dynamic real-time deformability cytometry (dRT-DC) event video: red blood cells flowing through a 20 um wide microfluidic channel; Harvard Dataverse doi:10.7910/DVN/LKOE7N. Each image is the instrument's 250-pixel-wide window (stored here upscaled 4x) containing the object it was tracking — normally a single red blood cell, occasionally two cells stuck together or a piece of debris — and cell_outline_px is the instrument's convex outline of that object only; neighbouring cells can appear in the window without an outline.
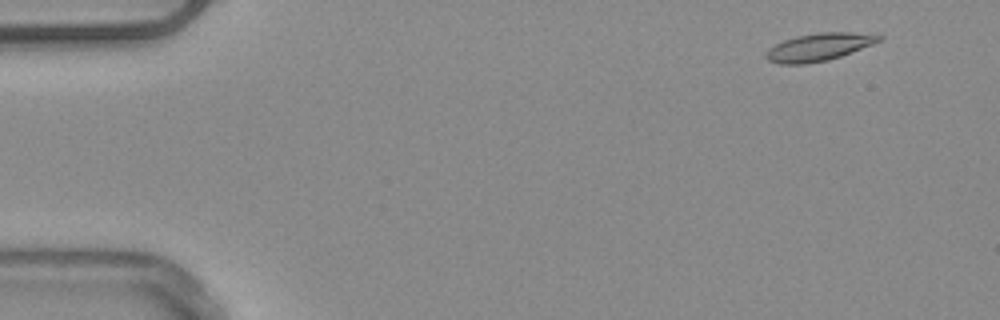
{"species": "common noctule bat (a hibernating species)", "species_latin": "Nyctalus noctula", "temperature_condition": "warm", "stored_images_in_passage": 52, "camera_frame_rate_fps": 3000, "um_per_image_px": 0.085, "animal": {"sex": "male", "body_mass_g": 20.4}, "frame": {"image": 1, "passage_image": 4, "time_ms": 1.0, "image_size_px": [1000, 320], "cell_outline_px": [[884, 36], [880, 40], [872, 44], [840, 56], [828, 60], [804, 64], [780, 64], [768, 60], [764, 56], [764, 52], [768, 48], [784, 40], [796, 36], [820, 32], [880, 32]], "centroid_in_image_um": [69.64, 3.97], "position_along_channel_um": 15.4, "area_um2": 18.44}}
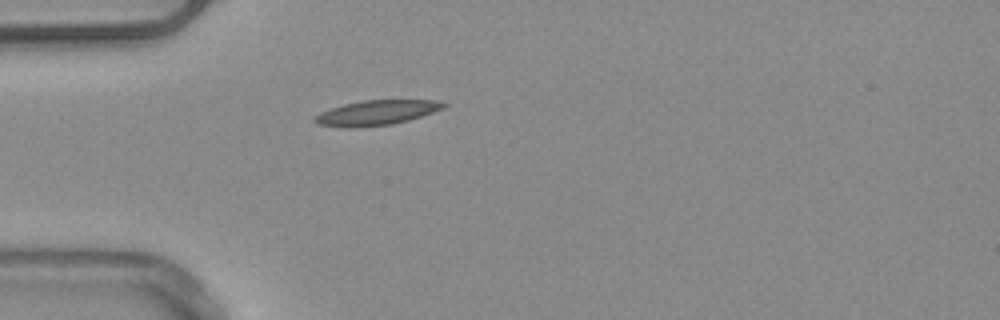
{"frame": {"image": 2, "passage_image": 15, "time_ms": 4.667, "image_size_px": [1000, 320], "cell_outline_px": [[448, 104], [444, 108], [408, 120], [392, 124], [356, 128], [348, 128], [316, 124], [312, 120], [312, 116], [320, 112], [344, 104], [364, 100], [436, 100]], "centroid_in_image_um": [31.94, 9.59], "position_along_channel_um": 53.1, "area_um2": 18.73}, "authors_computed_cell_mechanics": {"area_um2": 17.629, "velocity_mm_per_s": 3.8877, "shape_relaxation_time_tau1_ms": null, "shape_relaxation_time_tau2_ms": 9.1153, "deformation_change_tau1": null, "deformation_change_tau2": 0.1924}}